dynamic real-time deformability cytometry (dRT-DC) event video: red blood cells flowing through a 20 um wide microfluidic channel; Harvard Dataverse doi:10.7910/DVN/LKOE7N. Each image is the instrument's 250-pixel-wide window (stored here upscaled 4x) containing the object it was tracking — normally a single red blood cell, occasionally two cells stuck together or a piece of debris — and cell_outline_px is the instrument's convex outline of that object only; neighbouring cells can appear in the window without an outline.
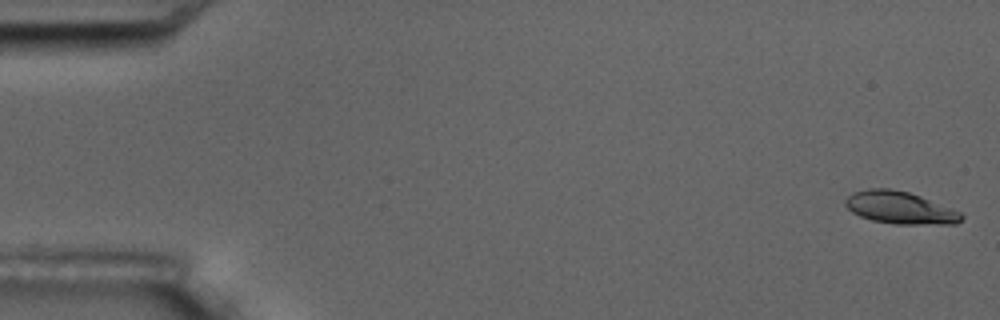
{"species": "common noctule bat (a hibernating species)", "species_latin": "Nyctalus noctula", "temperature_condition": "room temperature", "stored_images_in_passage": 10, "camera_frame_rate_fps": 3000, "um_per_image_px": 0.085, "animal": {"sex": "male", "body_mass_g": 17.5, "forearm_length_mm": 52.3}, "frame": {"image": 1, "passage_image": 1, "time_ms": 0.0, "image_size_px": [1000, 320], "cell_outline_px": [[964, 216], [956, 224], [896, 224], [872, 220], [860, 216], [852, 212], [844, 204], [844, 200], [852, 192], [868, 188], [892, 188], [908, 192], [920, 196], [960, 212]], "centroid_in_image_um": [76.46, 17.65], "position_along_channel_um": 8.5, "area_um2": 21.79}}
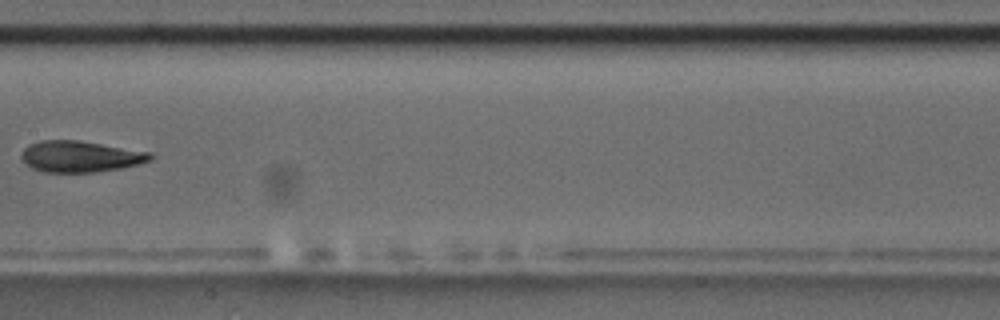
{"frame": {"image": 2, "passage_image": 9, "time_ms": 9.333, "image_size_px": [1000, 320], "cell_outline_px": [[156, 156], [152, 160], [120, 168], [96, 172], [44, 172], [32, 168], [20, 160], [20, 156], [24, 148], [28, 144], [40, 140], [76, 140], [152, 152]], "centroid_in_image_um": [6.81, 13.3], "position_along_channel_um": 200.6, "area_um2": 23.58}}
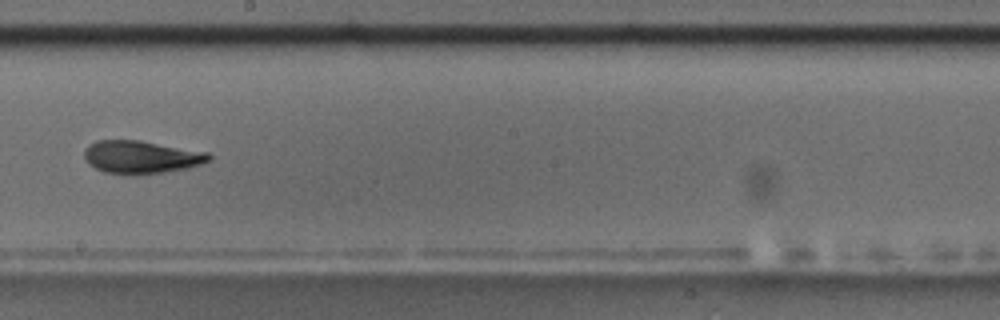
{"frame": {"image": 3, "passage_image": 10, "time_ms": 10.333, "image_size_px": [1000, 320], "cell_outline_px": [[212, 160], [188, 168], [164, 172], [136, 176], [132, 176], [104, 172], [88, 164], [84, 156], [84, 148], [88, 144], [96, 140], [140, 140], [208, 152], [212, 156]], "centroid_in_image_um": [11.99, 13.36], "position_along_channel_um": 236.2, "area_um2": 24.33}}